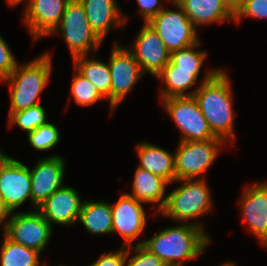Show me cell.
Returning <instances> with one entry per match:
<instances>
[{
    "label": "cell",
    "instance_id": "6da1fadb",
    "mask_svg": "<svg viewBox=\"0 0 267 266\" xmlns=\"http://www.w3.org/2000/svg\"><path fill=\"white\" fill-rule=\"evenodd\" d=\"M221 68L210 69L194 93L203 116L215 137L233 141L234 111L230 78Z\"/></svg>",
    "mask_w": 267,
    "mask_h": 266
},
{
    "label": "cell",
    "instance_id": "7a4b0ae2",
    "mask_svg": "<svg viewBox=\"0 0 267 266\" xmlns=\"http://www.w3.org/2000/svg\"><path fill=\"white\" fill-rule=\"evenodd\" d=\"M201 222L183 223L162 229L149 239L139 241L165 265L184 266V261L198 258L211 242Z\"/></svg>",
    "mask_w": 267,
    "mask_h": 266
},
{
    "label": "cell",
    "instance_id": "3957f363",
    "mask_svg": "<svg viewBox=\"0 0 267 266\" xmlns=\"http://www.w3.org/2000/svg\"><path fill=\"white\" fill-rule=\"evenodd\" d=\"M51 68L49 53H44L21 66L17 64L14 71L3 80L9 84V112H18L39 104L40 94L48 85Z\"/></svg>",
    "mask_w": 267,
    "mask_h": 266
},
{
    "label": "cell",
    "instance_id": "277c9868",
    "mask_svg": "<svg viewBox=\"0 0 267 266\" xmlns=\"http://www.w3.org/2000/svg\"><path fill=\"white\" fill-rule=\"evenodd\" d=\"M179 187L167 193L165 207L159 212L173 221L188 223L212 211V198L204 179H185Z\"/></svg>",
    "mask_w": 267,
    "mask_h": 266
},
{
    "label": "cell",
    "instance_id": "5b68a950",
    "mask_svg": "<svg viewBox=\"0 0 267 266\" xmlns=\"http://www.w3.org/2000/svg\"><path fill=\"white\" fill-rule=\"evenodd\" d=\"M58 32L66 41L72 58L97 52L103 42L92 30L80 0H69L59 26L52 34ZM91 52V53H90Z\"/></svg>",
    "mask_w": 267,
    "mask_h": 266
},
{
    "label": "cell",
    "instance_id": "8992f818",
    "mask_svg": "<svg viewBox=\"0 0 267 266\" xmlns=\"http://www.w3.org/2000/svg\"><path fill=\"white\" fill-rule=\"evenodd\" d=\"M225 141L212 138L204 141H179L175 154V181L204 179Z\"/></svg>",
    "mask_w": 267,
    "mask_h": 266
},
{
    "label": "cell",
    "instance_id": "52a82bcc",
    "mask_svg": "<svg viewBox=\"0 0 267 266\" xmlns=\"http://www.w3.org/2000/svg\"><path fill=\"white\" fill-rule=\"evenodd\" d=\"M177 9H163L154 16L148 24L158 33V36L170 51H176L197 43L200 39L197 29L184 13L183 8L171 0Z\"/></svg>",
    "mask_w": 267,
    "mask_h": 266
},
{
    "label": "cell",
    "instance_id": "ba28073f",
    "mask_svg": "<svg viewBox=\"0 0 267 266\" xmlns=\"http://www.w3.org/2000/svg\"><path fill=\"white\" fill-rule=\"evenodd\" d=\"M167 113L180 130L179 141H204L215 137L194 96L162 99Z\"/></svg>",
    "mask_w": 267,
    "mask_h": 266
},
{
    "label": "cell",
    "instance_id": "9c48e42d",
    "mask_svg": "<svg viewBox=\"0 0 267 266\" xmlns=\"http://www.w3.org/2000/svg\"><path fill=\"white\" fill-rule=\"evenodd\" d=\"M3 232L10 240L42 253L48 244L53 226L38 212L13 213Z\"/></svg>",
    "mask_w": 267,
    "mask_h": 266
},
{
    "label": "cell",
    "instance_id": "30bf717a",
    "mask_svg": "<svg viewBox=\"0 0 267 266\" xmlns=\"http://www.w3.org/2000/svg\"><path fill=\"white\" fill-rule=\"evenodd\" d=\"M111 73V106H117L144 75L133 54L115 42L108 62Z\"/></svg>",
    "mask_w": 267,
    "mask_h": 266
},
{
    "label": "cell",
    "instance_id": "8fae6325",
    "mask_svg": "<svg viewBox=\"0 0 267 266\" xmlns=\"http://www.w3.org/2000/svg\"><path fill=\"white\" fill-rule=\"evenodd\" d=\"M0 196L11 212L17 210L28 198L32 205L29 168L10 156L0 165Z\"/></svg>",
    "mask_w": 267,
    "mask_h": 266
},
{
    "label": "cell",
    "instance_id": "7c38bea8",
    "mask_svg": "<svg viewBox=\"0 0 267 266\" xmlns=\"http://www.w3.org/2000/svg\"><path fill=\"white\" fill-rule=\"evenodd\" d=\"M128 49L139 63L144 74L149 72L156 77L169 63L171 52L166 48L158 33L144 23Z\"/></svg>",
    "mask_w": 267,
    "mask_h": 266
},
{
    "label": "cell",
    "instance_id": "4fadbf2b",
    "mask_svg": "<svg viewBox=\"0 0 267 266\" xmlns=\"http://www.w3.org/2000/svg\"><path fill=\"white\" fill-rule=\"evenodd\" d=\"M35 165L32 170L29 169L34 210L57 189L64 186L65 161L64 158L56 154L38 159Z\"/></svg>",
    "mask_w": 267,
    "mask_h": 266
},
{
    "label": "cell",
    "instance_id": "5bb4252c",
    "mask_svg": "<svg viewBox=\"0 0 267 266\" xmlns=\"http://www.w3.org/2000/svg\"><path fill=\"white\" fill-rule=\"evenodd\" d=\"M143 204L128 193H122L118 201L111 204L112 233H119L124 238V247L132 246V241L145 229L147 216Z\"/></svg>",
    "mask_w": 267,
    "mask_h": 266
},
{
    "label": "cell",
    "instance_id": "9a60e30c",
    "mask_svg": "<svg viewBox=\"0 0 267 266\" xmlns=\"http://www.w3.org/2000/svg\"><path fill=\"white\" fill-rule=\"evenodd\" d=\"M69 0H29L23 11V22L33 41L51 35L59 26Z\"/></svg>",
    "mask_w": 267,
    "mask_h": 266
},
{
    "label": "cell",
    "instance_id": "2e32d148",
    "mask_svg": "<svg viewBox=\"0 0 267 266\" xmlns=\"http://www.w3.org/2000/svg\"><path fill=\"white\" fill-rule=\"evenodd\" d=\"M83 202L74 188L63 186L39 205L37 210L51 225L56 223L71 227L78 222Z\"/></svg>",
    "mask_w": 267,
    "mask_h": 266
},
{
    "label": "cell",
    "instance_id": "e0dca14e",
    "mask_svg": "<svg viewBox=\"0 0 267 266\" xmlns=\"http://www.w3.org/2000/svg\"><path fill=\"white\" fill-rule=\"evenodd\" d=\"M240 200V211L249 231L257 239L267 225V181L249 184Z\"/></svg>",
    "mask_w": 267,
    "mask_h": 266
},
{
    "label": "cell",
    "instance_id": "ac0fdd59",
    "mask_svg": "<svg viewBox=\"0 0 267 266\" xmlns=\"http://www.w3.org/2000/svg\"><path fill=\"white\" fill-rule=\"evenodd\" d=\"M88 22L95 34L103 41L112 28H121L128 20L116 0H80Z\"/></svg>",
    "mask_w": 267,
    "mask_h": 266
},
{
    "label": "cell",
    "instance_id": "d6986e66",
    "mask_svg": "<svg viewBox=\"0 0 267 266\" xmlns=\"http://www.w3.org/2000/svg\"><path fill=\"white\" fill-rule=\"evenodd\" d=\"M184 10L193 26L234 21V13L223 0H174Z\"/></svg>",
    "mask_w": 267,
    "mask_h": 266
},
{
    "label": "cell",
    "instance_id": "ffe728a7",
    "mask_svg": "<svg viewBox=\"0 0 267 266\" xmlns=\"http://www.w3.org/2000/svg\"><path fill=\"white\" fill-rule=\"evenodd\" d=\"M135 149L140 160L138 167L165 179L169 184L175 182V154L146 141L137 144Z\"/></svg>",
    "mask_w": 267,
    "mask_h": 266
},
{
    "label": "cell",
    "instance_id": "44dd1931",
    "mask_svg": "<svg viewBox=\"0 0 267 266\" xmlns=\"http://www.w3.org/2000/svg\"><path fill=\"white\" fill-rule=\"evenodd\" d=\"M201 70L176 69V65L170 60L169 63L156 76L162 86L161 100L169 97L194 96L199 87L192 89L197 83ZM187 89H192L191 91Z\"/></svg>",
    "mask_w": 267,
    "mask_h": 266
},
{
    "label": "cell",
    "instance_id": "7402d4cb",
    "mask_svg": "<svg viewBox=\"0 0 267 266\" xmlns=\"http://www.w3.org/2000/svg\"><path fill=\"white\" fill-rule=\"evenodd\" d=\"M167 185L169 183L165 179L137 166L132 181V193L128 194L145 204H158L159 213L167 201Z\"/></svg>",
    "mask_w": 267,
    "mask_h": 266
},
{
    "label": "cell",
    "instance_id": "603a6c76",
    "mask_svg": "<svg viewBox=\"0 0 267 266\" xmlns=\"http://www.w3.org/2000/svg\"><path fill=\"white\" fill-rule=\"evenodd\" d=\"M72 59L74 70L90 81L109 100L110 109L114 111L115 109L111 106V73L108 63H103L94 57L89 59L88 54Z\"/></svg>",
    "mask_w": 267,
    "mask_h": 266
},
{
    "label": "cell",
    "instance_id": "cb8c5ba5",
    "mask_svg": "<svg viewBox=\"0 0 267 266\" xmlns=\"http://www.w3.org/2000/svg\"><path fill=\"white\" fill-rule=\"evenodd\" d=\"M78 222L82 223L86 231L92 235L112 233L113 217L111 204L106 201L85 200Z\"/></svg>",
    "mask_w": 267,
    "mask_h": 266
},
{
    "label": "cell",
    "instance_id": "d4e9b609",
    "mask_svg": "<svg viewBox=\"0 0 267 266\" xmlns=\"http://www.w3.org/2000/svg\"><path fill=\"white\" fill-rule=\"evenodd\" d=\"M0 250L1 266H43L40 252L10 240L5 234Z\"/></svg>",
    "mask_w": 267,
    "mask_h": 266
},
{
    "label": "cell",
    "instance_id": "484cf974",
    "mask_svg": "<svg viewBox=\"0 0 267 266\" xmlns=\"http://www.w3.org/2000/svg\"><path fill=\"white\" fill-rule=\"evenodd\" d=\"M47 122V113L40 104L18 112H9L8 114L9 126L17 124L27 133L32 132Z\"/></svg>",
    "mask_w": 267,
    "mask_h": 266
},
{
    "label": "cell",
    "instance_id": "4316f807",
    "mask_svg": "<svg viewBox=\"0 0 267 266\" xmlns=\"http://www.w3.org/2000/svg\"><path fill=\"white\" fill-rule=\"evenodd\" d=\"M71 83V94L78 106H91L101 99H106L98 89L76 70Z\"/></svg>",
    "mask_w": 267,
    "mask_h": 266
},
{
    "label": "cell",
    "instance_id": "83f0119b",
    "mask_svg": "<svg viewBox=\"0 0 267 266\" xmlns=\"http://www.w3.org/2000/svg\"><path fill=\"white\" fill-rule=\"evenodd\" d=\"M201 41L184 49L171 52L170 60L176 65V69L202 70L207 53L197 50Z\"/></svg>",
    "mask_w": 267,
    "mask_h": 266
},
{
    "label": "cell",
    "instance_id": "f1b7e54d",
    "mask_svg": "<svg viewBox=\"0 0 267 266\" xmlns=\"http://www.w3.org/2000/svg\"><path fill=\"white\" fill-rule=\"evenodd\" d=\"M60 135L57 126L47 122L32 132L27 133V139L35 150L49 151L59 143Z\"/></svg>",
    "mask_w": 267,
    "mask_h": 266
},
{
    "label": "cell",
    "instance_id": "f546056e",
    "mask_svg": "<svg viewBox=\"0 0 267 266\" xmlns=\"http://www.w3.org/2000/svg\"><path fill=\"white\" fill-rule=\"evenodd\" d=\"M132 247L135 255L131 256L130 261H128L127 263V260L131 253L129 249ZM132 247L128 246V249H126L125 266H165L160 258L151 253L143 245L135 244Z\"/></svg>",
    "mask_w": 267,
    "mask_h": 266
},
{
    "label": "cell",
    "instance_id": "4dcf8cb0",
    "mask_svg": "<svg viewBox=\"0 0 267 266\" xmlns=\"http://www.w3.org/2000/svg\"><path fill=\"white\" fill-rule=\"evenodd\" d=\"M267 18V0H244L242 6L234 14V21L240 22L242 18Z\"/></svg>",
    "mask_w": 267,
    "mask_h": 266
},
{
    "label": "cell",
    "instance_id": "1f68e13d",
    "mask_svg": "<svg viewBox=\"0 0 267 266\" xmlns=\"http://www.w3.org/2000/svg\"><path fill=\"white\" fill-rule=\"evenodd\" d=\"M14 56L10 47L0 35V81L3 82L19 64Z\"/></svg>",
    "mask_w": 267,
    "mask_h": 266
},
{
    "label": "cell",
    "instance_id": "d6a6232c",
    "mask_svg": "<svg viewBox=\"0 0 267 266\" xmlns=\"http://www.w3.org/2000/svg\"><path fill=\"white\" fill-rule=\"evenodd\" d=\"M126 248L120 247L108 253H102L90 266H125Z\"/></svg>",
    "mask_w": 267,
    "mask_h": 266
},
{
    "label": "cell",
    "instance_id": "836d02e7",
    "mask_svg": "<svg viewBox=\"0 0 267 266\" xmlns=\"http://www.w3.org/2000/svg\"><path fill=\"white\" fill-rule=\"evenodd\" d=\"M139 6V14L142 15L145 23H148L154 16L164 9L159 0H136Z\"/></svg>",
    "mask_w": 267,
    "mask_h": 266
},
{
    "label": "cell",
    "instance_id": "e575fe53",
    "mask_svg": "<svg viewBox=\"0 0 267 266\" xmlns=\"http://www.w3.org/2000/svg\"><path fill=\"white\" fill-rule=\"evenodd\" d=\"M11 215H12L11 210L7 207L4 199L0 196V229L2 230V232H4L7 226V223L9 221L7 220L9 218L8 216H11Z\"/></svg>",
    "mask_w": 267,
    "mask_h": 266
},
{
    "label": "cell",
    "instance_id": "d590c367",
    "mask_svg": "<svg viewBox=\"0 0 267 266\" xmlns=\"http://www.w3.org/2000/svg\"><path fill=\"white\" fill-rule=\"evenodd\" d=\"M223 2L235 14L236 11L242 6L244 0H223Z\"/></svg>",
    "mask_w": 267,
    "mask_h": 266
},
{
    "label": "cell",
    "instance_id": "8d00e7d4",
    "mask_svg": "<svg viewBox=\"0 0 267 266\" xmlns=\"http://www.w3.org/2000/svg\"><path fill=\"white\" fill-rule=\"evenodd\" d=\"M264 246L267 248V225L265 227L264 233L258 238Z\"/></svg>",
    "mask_w": 267,
    "mask_h": 266
},
{
    "label": "cell",
    "instance_id": "74e56055",
    "mask_svg": "<svg viewBox=\"0 0 267 266\" xmlns=\"http://www.w3.org/2000/svg\"><path fill=\"white\" fill-rule=\"evenodd\" d=\"M25 1V3H26V0H7V2H8V4H9V6H17V4H20V3H22V2H24ZM27 1H29V0H27Z\"/></svg>",
    "mask_w": 267,
    "mask_h": 266
},
{
    "label": "cell",
    "instance_id": "f35d334b",
    "mask_svg": "<svg viewBox=\"0 0 267 266\" xmlns=\"http://www.w3.org/2000/svg\"><path fill=\"white\" fill-rule=\"evenodd\" d=\"M8 157L3 151L0 150V165L4 162V160Z\"/></svg>",
    "mask_w": 267,
    "mask_h": 266
},
{
    "label": "cell",
    "instance_id": "ab89813d",
    "mask_svg": "<svg viewBox=\"0 0 267 266\" xmlns=\"http://www.w3.org/2000/svg\"><path fill=\"white\" fill-rule=\"evenodd\" d=\"M219 266H237L235 263H233V262H224L223 264H221V265H219Z\"/></svg>",
    "mask_w": 267,
    "mask_h": 266
},
{
    "label": "cell",
    "instance_id": "60d3db41",
    "mask_svg": "<svg viewBox=\"0 0 267 266\" xmlns=\"http://www.w3.org/2000/svg\"><path fill=\"white\" fill-rule=\"evenodd\" d=\"M45 265L47 266L46 263H45V264L43 263V266H45ZM57 266H65V265H63V264H58Z\"/></svg>",
    "mask_w": 267,
    "mask_h": 266
}]
</instances>
